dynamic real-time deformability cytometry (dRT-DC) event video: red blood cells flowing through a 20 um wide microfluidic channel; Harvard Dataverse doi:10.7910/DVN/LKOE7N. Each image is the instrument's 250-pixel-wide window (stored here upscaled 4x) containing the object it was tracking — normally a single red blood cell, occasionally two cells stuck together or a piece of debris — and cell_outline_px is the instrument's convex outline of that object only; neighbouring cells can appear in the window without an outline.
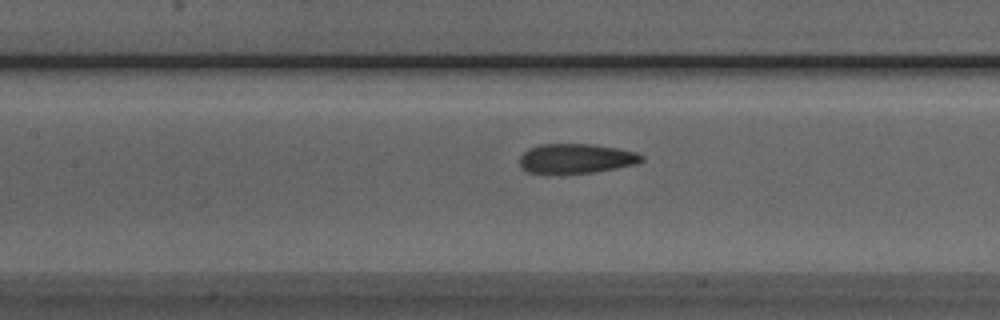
{"species": "Egyptian fruit bat (a non-hibernating species)", "species_latin": "Rousettus aegyptiacus", "temperature_condition": "room temperature", "stored_images_in_passage": 47, "camera_frame_rate_fps": 3000, "um_per_image_px": 0.085, "animal": {"sex": "male"}, "frame": {"image": 1, "passage_image": 19, "time_ms": 6.0, "image_size_px": [1000, 320], "cell_outline_px": [[644, 160], [636, 164], [616, 168], [592, 172], [528, 172], [520, 168], [520, 156], [528, 148], [540, 144], [592, 144], [616, 148], [636, 152], [644, 156]], "centroid_in_image_um": [48.97, 13.45], "position_along_channel_um": 158.4, "area_um2": 20.75}}
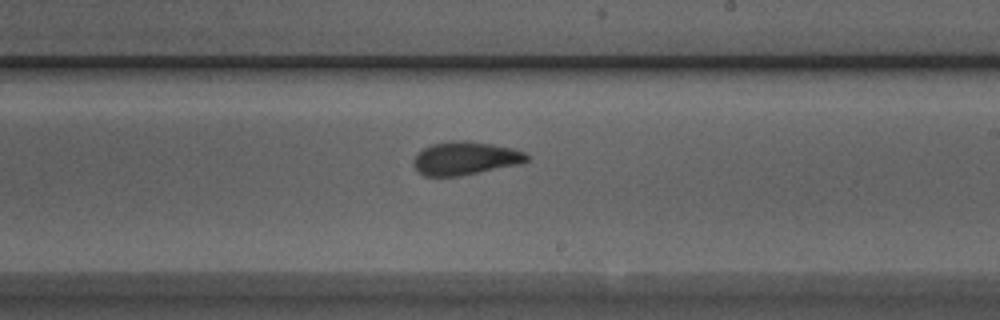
{"frame": {"image": 2, "passage_image": 26, "time_ms": 8.333, "image_size_px": [1000, 320], "cell_outline_px": [[528, 160], [524, 164], [460, 176], [424, 176], [412, 164], [412, 160], [416, 152], [432, 144], [452, 140], [464, 140], [492, 144], [512, 148], [524, 152], [528, 156]], "centroid_in_image_um": [39.55, 13.46], "position_along_channel_um": 249.5, "area_um2": 22.25}}
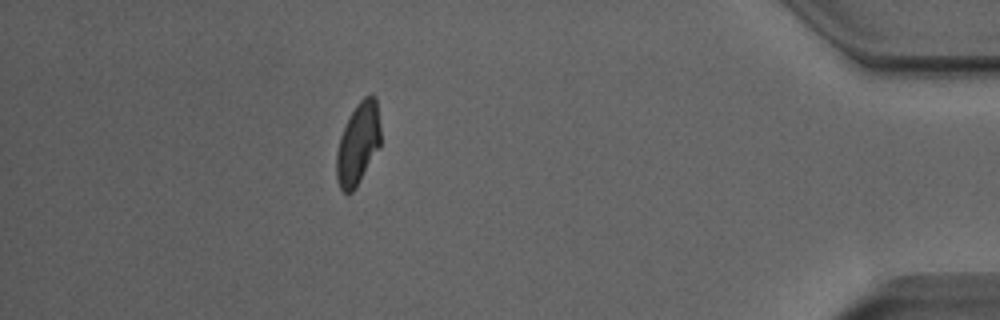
{"frame": {"image": 3, "passage_image": 42, "time_ms": 13.667, "image_size_px": [1000, 320], "cell_outline_px": [[380, 148], [356, 188], [352, 192], [344, 192], [340, 188], [336, 180], [336, 152], [340, 136], [356, 104], [364, 96], [372, 92], [376, 96], [380, 124]], "centroid_in_image_um": [30.45, 12.21], "position_along_channel_um": 404.8, "area_um2": 21.39}, "authors_computed_cell_mechanics": {"area_um2": 21.9062, "velocity_mm_per_s": 3.9125, "shape_relaxation_time_tau1_ms": 7.54, "shape_relaxation_time_tau2_ms": 1.4347, "deformation_change_tau1": 0.1767, "deformation_change_tau2": 0.0819}}